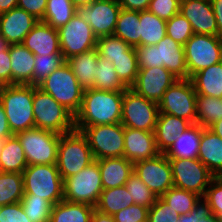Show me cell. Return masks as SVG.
Masks as SVG:
<instances>
[{"mask_svg": "<svg viewBox=\"0 0 222 222\" xmlns=\"http://www.w3.org/2000/svg\"><path fill=\"white\" fill-rule=\"evenodd\" d=\"M122 100L123 92L84 89L81 108L74 116L75 129L121 123Z\"/></svg>", "mask_w": 222, "mask_h": 222, "instance_id": "cell-1", "label": "cell"}, {"mask_svg": "<svg viewBox=\"0 0 222 222\" xmlns=\"http://www.w3.org/2000/svg\"><path fill=\"white\" fill-rule=\"evenodd\" d=\"M139 69L164 67L178 79H188L184 46L166 35L157 45L135 47Z\"/></svg>", "mask_w": 222, "mask_h": 222, "instance_id": "cell-2", "label": "cell"}, {"mask_svg": "<svg viewBox=\"0 0 222 222\" xmlns=\"http://www.w3.org/2000/svg\"><path fill=\"white\" fill-rule=\"evenodd\" d=\"M33 94L34 85L12 84L0 87V102L13 135L35 128Z\"/></svg>", "mask_w": 222, "mask_h": 222, "instance_id": "cell-3", "label": "cell"}, {"mask_svg": "<svg viewBox=\"0 0 222 222\" xmlns=\"http://www.w3.org/2000/svg\"><path fill=\"white\" fill-rule=\"evenodd\" d=\"M95 161L87 137L74 129L60 135L57 153V168L62 179L77 174Z\"/></svg>", "mask_w": 222, "mask_h": 222, "instance_id": "cell-4", "label": "cell"}, {"mask_svg": "<svg viewBox=\"0 0 222 222\" xmlns=\"http://www.w3.org/2000/svg\"><path fill=\"white\" fill-rule=\"evenodd\" d=\"M75 116L81 108L83 87L65 62L37 85Z\"/></svg>", "mask_w": 222, "mask_h": 222, "instance_id": "cell-5", "label": "cell"}, {"mask_svg": "<svg viewBox=\"0 0 222 222\" xmlns=\"http://www.w3.org/2000/svg\"><path fill=\"white\" fill-rule=\"evenodd\" d=\"M33 113L35 127L65 134L75 129L74 116L51 95L34 85Z\"/></svg>", "mask_w": 222, "mask_h": 222, "instance_id": "cell-6", "label": "cell"}, {"mask_svg": "<svg viewBox=\"0 0 222 222\" xmlns=\"http://www.w3.org/2000/svg\"><path fill=\"white\" fill-rule=\"evenodd\" d=\"M22 174L24 194L44 198L53 205L63 200V179L56 164L28 165Z\"/></svg>", "mask_w": 222, "mask_h": 222, "instance_id": "cell-7", "label": "cell"}, {"mask_svg": "<svg viewBox=\"0 0 222 222\" xmlns=\"http://www.w3.org/2000/svg\"><path fill=\"white\" fill-rule=\"evenodd\" d=\"M103 190L98 162L63 180V200L95 207Z\"/></svg>", "mask_w": 222, "mask_h": 222, "instance_id": "cell-8", "label": "cell"}, {"mask_svg": "<svg viewBox=\"0 0 222 222\" xmlns=\"http://www.w3.org/2000/svg\"><path fill=\"white\" fill-rule=\"evenodd\" d=\"M16 136L28 165L57 164L60 134L35 127L19 132Z\"/></svg>", "mask_w": 222, "mask_h": 222, "instance_id": "cell-9", "label": "cell"}, {"mask_svg": "<svg viewBox=\"0 0 222 222\" xmlns=\"http://www.w3.org/2000/svg\"><path fill=\"white\" fill-rule=\"evenodd\" d=\"M188 78L222 61V37L193 34L184 45Z\"/></svg>", "mask_w": 222, "mask_h": 222, "instance_id": "cell-10", "label": "cell"}, {"mask_svg": "<svg viewBox=\"0 0 222 222\" xmlns=\"http://www.w3.org/2000/svg\"><path fill=\"white\" fill-rule=\"evenodd\" d=\"M159 115L158 104L127 88L123 92L121 124L124 127L154 132Z\"/></svg>", "mask_w": 222, "mask_h": 222, "instance_id": "cell-11", "label": "cell"}, {"mask_svg": "<svg viewBox=\"0 0 222 222\" xmlns=\"http://www.w3.org/2000/svg\"><path fill=\"white\" fill-rule=\"evenodd\" d=\"M196 98L197 93L191 79H178L158 103L159 113L177 116L196 124Z\"/></svg>", "mask_w": 222, "mask_h": 222, "instance_id": "cell-12", "label": "cell"}, {"mask_svg": "<svg viewBox=\"0 0 222 222\" xmlns=\"http://www.w3.org/2000/svg\"><path fill=\"white\" fill-rule=\"evenodd\" d=\"M174 187L203 197L215 177L198 158H169Z\"/></svg>", "mask_w": 222, "mask_h": 222, "instance_id": "cell-13", "label": "cell"}, {"mask_svg": "<svg viewBox=\"0 0 222 222\" xmlns=\"http://www.w3.org/2000/svg\"><path fill=\"white\" fill-rule=\"evenodd\" d=\"M81 132L87 137L95 160L124 155V126L121 123L87 126Z\"/></svg>", "mask_w": 222, "mask_h": 222, "instance_id": "cell-14", "label": "cell"}, {"mask_svg": "<svg viewBox=\"0 0 222 222\" xmlns=\"http://www.w3.org/2000/svg\"><path fill=\"white\" fill-rule=\"evenodd\" d=\"M57 31L61 53L65 60L96 48L97 37L94 35L91 26L77 13Z\"/></svg>", "mask_w": 222, "mask_h": 222, "instance_id": "cell-15", "label": "cell"}, {"mask_svg": "<svg viewBox=\"0 0 222 222\" xmlns=\"http://www.w3.org/2000/svg\"><path fill=\"white\" fill-rule=\"evenodd\" d=\"M134 173L158 197L174 187L172 168L169 158L164 153H159L152 159L135 162Z\"/></svg>", "mask_w": 222, "mask_h": 222, "instance_id": "cell-16", "label": "cell"}, {"mask_svg": "<svg viewBox=\"0 0 222 222\" xmlns=\"http://www.w3.org/2000/svg\"><path fill=\"white\" fill-rule=\"evenodd\" d=\"M121 10L118 0H96L94 3L77 8V14L87 22L99 38L113 35Z\"/></svg>", "mask_w": 222, "mask_h": 222, "instance_id": "cell-17", "label": "cell"}, {"mask_svg": "<svg viewBox=\"0 0 222 222\" xmlns=\"http://www.w3.org/2000/svg\"><path fill=\"white\" fill-rule=\"evenodd\" d=\"M177 80L178 78L164 67L139 69L131 89L158 104L166 90Z\"/></svg>", "mask_w": 222, "mask_h": 222, "instance_id": "cell-18", "label": "cell"}, {"mask_svg": "<svg viewBox=\"0 0 222 222\" xmlns=\"http://www.w3.org/2000/svg\"><path fill=\"white\" fill-rule=\"evenodd\" d=\"M180 13L190 22L194 34L218 36L210 0H181Z\"/></svg>", "mask_w": 222, "mask_h": 222, "instance_id": "cell-19", "label": "cell"}, {"mask_svg": "<svg viewBox=\"0 0 222 222\" xmlns=\"http://www.w3.org/2000/svg\"><path fill=\"white\" fill-rule=\"evenodd\" d=\"M39 20L19 7L0 14V37L7 45L23 43Z\"/></svg>", "mask_w": 222, "mask_h": 222, "instance_id": "cell-20", "label": "cell"}, {"mask_svg": "<svg viewBox=\"0 0 222 222\" xmlns=\"http://www.w3.org/2000/svg\"><path fill=\"white\" fill-rule=\"evenodd\" d=\"M159 153L154 132L124 127L123 157L127 160L135 163L140 160L152 159Z\"/></svg>", "mask_w": 222, "mask_h": 222, "instance_id": "cell-21", "label": "cell"}, {"mask_svg": "<svg viewBox=\"0 0 222 222\" xmlns=\"http://www.w3.org/2000/svg\"><path fill=\"white\" fill-rule=\"evenodd\" d=\"M34 55H63L57 29L39 20L22 43Z\"/></svg>", "mask_w": 222, "mask_h": 222, "instance_id": "cell-22", "label": "cell"}, {"mask_svg": "<svg viewBox=\"0 0 222 222\" xmlns=\"http://www.w3.org/2000/svg\"><path fill=\"white\" fill-rule=\"evenodd\" d=\"M99 165L103 189L124 186L134 172V163L125 157H112L96 160Z\"/></svg>", "mask_w": 222, "mask_h": 222, "instance_id": "cell-23", "label": "cell"}, {"mask_svg": "<svg viewBox=\"0 0 222 222\" xmlns=\"http://www.w3.org/2000/svg\"><path fill=\"white\" fill-rule=\"evenodd\" d=\"M193 124L183 118L166 113H159L154 130L157 150L165 153L175 142L176 137Z\"/></svg>", "mask_w": 222, "mask_h": 222, "instance_id": "cell-24", "label": "cell"}, {"mask_svg": "<svg viewBox=\"0 0 222 222\" xmlns=\"http://www.w3.org/2000/svg\"><path fill=\"white\" fill-rule=\"evenodd\" d=\"M215 177H222V138L203 128L197 157Z\"/></svg>", "mask_w": 222, "mask_h": 222, "instance_id": "cell-25", "label": "cell"}, {"mask_svg": "<svg viewBox=\"0 0 222 222\" xmlns=\"http://www.w3.org/2000/svg\"><path fill=\"white\" fill-rule=\"evenodd\" d=\"M12 84L33 85L34 54L22 43L9 45Z\"/></svg>", "mask_w": 222, "mask_h": 222, "instance_id": "cell-26", "label": "cell"}, {"mask_svg": "<svg viewBox=\"0 0 222 222\" xmlns=\"http://www.w3.org/2000/svg\"><path fill=\"white\" fill-rule=\"evenodd\" d=\"M66 63L73 71L83 89L93 86L99 64L97 48L69 57L66 59Z\"/></svg>", "mask_w": 222, "mask_h": 222, "instance_id": "cell-27", "label": "cell"}, {"mask_svg": "<svg viewBox=\"0 0 222 222\" xmlns=\"http://www.w3.org/2000/svg\"><path fill=\"white\" fill-rule=\"evenodd\" d=\"M28 166L23 147L16 135L2 140L0 172L23 173Z\"/></svg>", "mask_w": 222, "mask_h": 222, "instance_id": "cell-28", "label": "cell"}, {"mask_svg": "<svg viewBox=\"0 0 222 222\" xmlns=\"http://www.w3.org/2000/svg\"><path fill=\"white\" fill-rule=\"evenodd\" d=\"M190 79L197 95L222 98V61L202 69Z\"/></svg>", "mask_w": 222, "mask_h": 222, "instance_id": "cell-29", "label": "cell"}, {"mask_svg": "<svg viewBox=\"0 0 222 222\" xmlns=\"http://www.w3.org/2000/svg\"><path fill=\"white\" fill-rule=\"evenodd\" d=\"M203 127L193 124L176 137L175 142L164 153L168 158H197Z\"/></svg>", "mask_w": 222, "mask_h": 222, "instance_id": "cell-30", "label": "cell"}, {"mask_svg": "<svg viewBox=\"0 0 222 222\" xmlns=\"http://www.w3.org/2000/svg\"><path fill=\"white\" fill-rule=\"evenodd\" d=\"M95 207L62 200L53 205L50 222H92Z\"/></svg>", "mask_w": 222, "mask_h": 222, "instance_id": "cell-31", "label": "cell"}, {"mask_svg": "<svg viewBox=\"0 0 222 222\" xmlns=\"http://www.w3.org/2000/svg\"><path fill=\"white\" fill-rule=\"evenodd\" d=\"M140 12L131 10H120L114 36L128 43L131 47L140 46Z\"/></svg>", "mask_w": 222, "mask_h": 222, "instance_id": "cell-32", "label": "cell"}, {"mask_svg": "<svg viewBox=\"0 0 222 222\" xmlns=\"http://www.w3.org/2000/svg\"><path fill=\"white\" fill-rule=\"evenodd\" d=\"M140 46L157 45L166 35V20L149 10L140 12Z\"/></svg>", "mask_w": 222, "mask_h": 222, "instance_id": "cell-33", "label": "cell"}, {"mask_svg": "<svg viewBox=\"0 0 222 222\" xmlns=\"http://www.w3.org/2000/svg\"><path fill=\"white\" fill-rule=\"evenodd\" d=\"M132 204H134V200L124 185L112 189H103L95 209L112 216Z\"/></svg>", "mask_w": 222, "mask_h": 222, "instance_id": "cell-34", "label": "cell"}, {"mask_svg": "<svg viewBox=\"0 0 222 222\" xmlns=\"http://www.w3.org/2000/svg\"><path fill=\"white\" fill-rule=\"evenodd\" d=\"M196 124L209 128L213 123L222 119V98L197 95Z\"/></svg>", "mask_w": 222, "mask_h": 222, "instance_id": "cell-35", "label": "cell"}, {"mask_svg": "<svg viewBox=\"0 0 222 222\" xmlns=\"http://www.w3.org/2000/svg\"><path fill=\"white\" fill-rule=\"evenodd\" d=\"M96 48L99 57L105 58L112 63L113 59L119 57H136L135 47H131L114 35L97 38Z\"/></svg>", "mask_w": 222, "mask_h": 222, "instance_id": "cell-36", "label": "cell"}, {"mask_svg": "<svg viewBox=\"0 0 222 222\" xmlns=\"http://www.w3.org/2000/svg\"><path fill=\"white\" fill-rule=\"evenodd\" d=\"M77 13V8L70 0H47L44 17L41 21L55 29L66 25Z\"/></svg>", "mask_w": 222, "mask_h": 222, "instance_id": "cell-37", "label": "cell"}, {"mask_svg": "<svg viewBox=\"0 0 222 222\" xmlns=\"http://www.w3.org/2000/svg\"><path fill=\"white\" fill-rule=\"evenodd\" d=\"M23 195V174L0 172V206L18 203Z\"/></svg>", "mask_w": 222, "mask_h": 222, "instance_id": "cell-38", "label": "cell"}, {"mask_svg": "<svg viewBox=\"0 0 222 222\" xmlns=\"http://www.w3.org/2000/svg\"><path fill=\"white\" fill-rule=\"evenodd\" d=\"M91 88L116 92H124L127 89L115 72L113 63L102 57H99L94 84Z\"/></svg>", "mask_w": 222, "mask_h": 222, "instance_id": "cell-39", "label": "cell"}, {"mask_svg": "<svg viewBox=\"0 0 222 222\" xmlns=\"http://www.w3.org/2000/svg\"><path fill=\"white\" fill-rule=\"evenodd\" d=\"M200 197L201 196L194 192L176 187H171L161 196L173 210L177 211L178 215L191 212Z\"/></svg>", "mask_w": 222, "mask_h": 222, "instance_id": "cell-40", "label": "cell"}, {"mask_svg": "<svg viewBox=\"0 0 222 222\" xmlns=\"http://www.w3.org/2000/svg\"><path fill=\"white\" fill-rule=\"evenodd\" d=\"M26 216L31 222H50L53 204L33 194H24L20 201Z\"/></svg>", "mask_w": 222, "mask_h": 222, "instance_id": "cell-41", "label": "cell"}, {"mask_svg": "<svg viewBox=\"0 0 222 222\" xmlns=\"http://www.w3.org/2000/svg\"><path fill=\"white\" fill-rule=\"evenodd\" d=\"M125 186L134 200V204L150 208L157 200V195L133 172Z\"/></svg>", "mask_w": 222, "mask_h": 222, "instance_id": "cell-42", "label": "cell"}, {"mask_svg": "<svg viewBox=\"0 0 222 222\" xmlns=\"http://www.w3.org/2000/svg\"><path fill=\"white\" fill-rule=\"evenodd\" d=\"M34 60L33 85L35 86L66 62L63 55H34Z\"/></svg>", "mask_w": 222, "mask_h": 222, "instance_id": "cell-43", "label": "cell"}, {"mask_svg": "<svg viewBox=\"0 0 222 222\" xmlns=\"http://www.w3.org/2000/svg\"><path fill=\"white\" fill-rule=\"evenodd\" d=\"M166 32L171 39L182 46L194 34L190 22L180 12L166 20Z\"/></svg>", "mask_w": 222, "mask_h": 222, "instance_id": "cell-44", "label": "cell"}, {"mask_svg": "<svg viewBox=\"0 0 222 222\" xmlns=\"http://www.w3.org/2000/svg\"><path fill=\"white\" fill-rule=\"evenodd\" d=\"M113 66L121 82L131 88L136 81L139 72L136 57H119L113 59Z\"/></svg>", "mask_w": 222, "mask_h": 222, "instance_id": "cell-45", "label": "cell"}, {"mask_svg": "<svg viewBox=\"0 0 222 222\" xmlns=\"http://www.w3.org/2000/svg\"><path fill=\"white\" fill-rule=\"evenodd\" d=\"M180 215L161 197L149 208L147 222H178Z\"/></svg>", "mask_w": 222, "mask_h": 222, "instance_id": "cell-46", "label": "cell"}, {"mask_svg": "<svg viewBox=\"0 0 222 222\" xmlns=\"http://www.w3.org/2000/svg\"><path fill=\"white\" fill-rule=\"evenodd\" d=\"M203 198L217 218L222 217V177H214L210 182Z\"/></svg>", "mask_w": 222, "mask_h": 222, "instance_id": "cell-47", "label": "cell"}, {"mask_svg": "<svg viewBox=\"0 0 222 222\" xmlns=\"http://www.w3.org/2000/svg\"><path fill=\"white\" fill-rule=\"evenodd\" d=\"M181 0H151L148 10L164 20L171 19L180 12Z\"/></svg>", "mask_w": 222, "mask_h": 222, "instance_id": "cell-48", "label": "cell"}, {"mask_svg": "<svg viewBox=\"0 0 222 222\" xmlns=\"http://www.w3.org/2000/svg\"><path fill=\"white\" fill-rule=\"evenodd\" d=\"M148 211L149 208L132 204L112 216L115 222H147Z\"/></svg>", "mask_w": 222, "mask_h": 222, "instance_id": "cell-49", "label": "cell"}, {"mask_svg": "<svg viewBox=\"0 0 222 222\" xmlns=\"http://www.w3.org/2000/svg\"><path fill=\"white\" fill-rule=\"evenodd\" d=\"M0 222H31L20 202L0 206Z\"/></svg>", "mask_w": 222, "mask_h": 222, "instance_id": "cell-50", "label": "cell"}, {"mask_svg": "<svg viewBox=\"0 0 222 222\" xmlns=\"http://www.w3.org/2000/svg\"><path fill=\"white\" fill-rule=\"evenodd\" d=\"M211 215V208L207 201L200 197L195 203L194 209L189 213L180 215L178 222H198L200 219Z\"/></svg>", "mask_w": 222, "mask_h": 222, "instance_id": "cell-51", "label": "cell"}, {"mask_svg": "<svg viewBox=\"0 0 222 222\" xmlns=\"http://www.w3.org/2000/svg\"><path fill=\"white\" fill-rule=\"evenodd\" d=\"M47 6V0H18L17 7L22 8L36 19L42 20Z\"/></svg>", "mask_w": 222, "mask_h": 222, "instance_id": "cell-52", "label": "cell"}, {"mask_svg": "<svg viewBox=\"0 0 222 222\" xmlns=\"http://www.w3.org/2000/svg\"><path fill=\"white\" fill-rule=\"evenodd\" d=\"M12 85L9 45L0 51V87Z\"/></svg>", "mask_w": 222, "mask_h": 222, "instance_id": "cell-53", "label": "cell"}, {"mask_svg": "<svg viewBox=\"0 0 222 222\" xmlns=\"http://www.w3.org/2000/svg\"><path fill=\"white\" fill-rule=\"evenodd\" d=\"M151 0H118L122 9L131 11H145L148 10Z\"/></svg>", "mask_w": 222, "mask_h": 222, "instance_id": "cell-54", "label": "cell"}, {"mask_svg": "<svg viewBox=\"0 0 222 222\" xmlns=\"http://www.w3.org/2000/svg\"><path fill=\"white\" fill-rule=\"evenodd\" d=\"M11 136H13V134L8 124L5 109L0 102V140H4Z\"/></svg>", "mask_w": 222, "mask_h": 222, "instance_id": "cell-55", "label": "cell"}, {"mask_svg": "<svg viewBox=\"0 0 222 222\" xmlns=\"http://www.w3.org/2000/svg\"><path fill=\"white\" fill-rule=\"evenodd\" d=\"M215 15L218 36L222 37V0H210Z\"/></svg>", "mask_w": 222, "mask_h": 222, "instance_id": "cell-56", "label": "cell"}, {"mask_svg": "<svg viewBox=\"0 0 222 222\" xmlns=\"http://www.w3.org/2000/svg\"><path fill=\"white\" fill-rule=\"evenodd\" d=\"M92 222H115L113 216L102 213L97 209H94L92 214Z\"/></svg>", "mask_w": 222, "mask_h": 222, "instance_id": "cell-57", "label": "cell"}, {"mask_svg": "<svg viewBox=\"0 0 222 222\" xmlns=\"http://www.w3.org/2000/svg\"><path fill=\"white\" fill-rule=\"evenodd\" d=\"M18 0H0V14L17 7Z\"/></svg>", "mask_w": 222, "mask_h": 222, "instance_id": "cell-58", "label": "cell"}, {"mask_svg": "<svg viewBox=\"0 0 222 222\" xmlns=\"http://www.w3.org/2000/svg\"><path fill=\"white\" fill-rule=\"evenodd\" d=\"M210 130H212L216 135H218L220 138H222V119L216 121L213 123L210 127Z\"/></svg>", "mask_w": 222, "mask_h": 222, "instance_id": "cell-59", "label": "cell"}, {"mask_svg": "<svg viewBox=\"0 0 222 222\" xmlns=\"http://www.w3.org/2000/svg\"><path fill=\"white\" fill-rule=\"evenodd\" d=\"M73 5L78 8V7H84V6H88L91 5L92 3H94L96 0H70Z\"/></svg>", "mask_w": 222, "mask_h": 222, "instance_id": "cell-60", "label": "cell"}, {"mask_svg": "<svg viewBox=\"0 0 222 222\" xmlns=\"http://www.w3.org/2000/svg\"><path fill=\"white\" fill-rule=\"evenodd\" d=\"M198 222H219L218 218L215 215L207 216L200 219Z\"/></svg>", "mask_w": 222, "mask_h": 222, "instance_id": "cell-61", "label": "cell"}, {"mask_svg": "<svg viewBox=\"0 0 222 222\" xmlns=\"http://www.w3.org/2000/svg\"><path fill=\"white\" fill-rule=\"evenodd\" d=\"M7 43L5 42V40L0 37V51H2L3 49H5L7 47Z\"/></svg>", "mask_w": 222, "mask_h": 222, "instance_id": "cell-62", "label": "cell"}, {"mask_svg": "<svg viewBox=\"0 0 222 222\" xmlns=\"http://www.w3.org/2000/svg\"><path fill=\"white\" fill-rule=\"evenodd\" d=\"M219 222H222V217L218 218Z\"/></svg>", "mask_w": 222, "mask_h": 222, "instance_id": "cell-63", "label": "cell"}]
</instances>
